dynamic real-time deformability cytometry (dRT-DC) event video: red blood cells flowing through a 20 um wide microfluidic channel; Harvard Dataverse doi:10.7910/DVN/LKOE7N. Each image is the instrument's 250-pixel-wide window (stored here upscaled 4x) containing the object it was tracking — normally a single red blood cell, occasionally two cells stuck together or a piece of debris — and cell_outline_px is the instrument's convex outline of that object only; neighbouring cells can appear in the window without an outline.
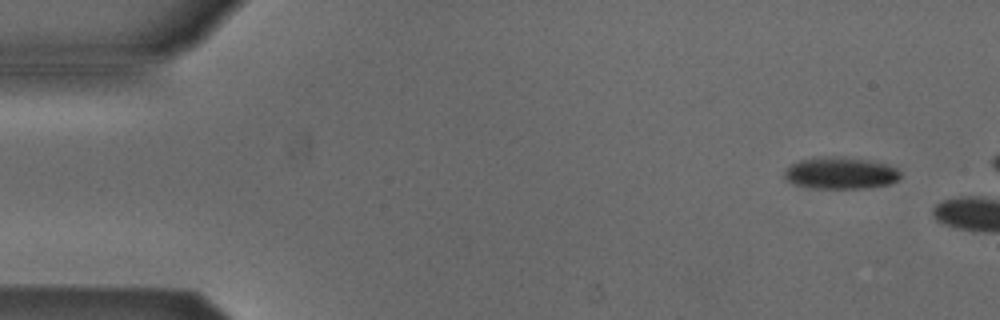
{"species": "Egyptian fruit bat (a non-hibernating species)", "species_latin": "Rousettus aegyptiacus", "temperature_condition": "cold", "stored_images_in_passage": 2, "camera_frame_rate_fps": 3000, "um_per_image_px": 0.085, "animal": {"sex": "male"}, "frame": {"image": 1, "passage_image": 1, "time_ms": 0.0, "image_size_px": [1000, 320], "cell_outline_px": [[900, 176], [896, 180], [888, 184], [868, 188], [812, 188], [796, 184], [788, 180], [784, 176], [784, 172], [792, 164], [800, 160], [812, 156], [844, 156], [872, 160], [888, 164], [896, 168], [900, 172]], "centroid_in_image_um": [71.46, 14.68], "position_along_channel_um": 13.5, "area_um2": 21.73}}